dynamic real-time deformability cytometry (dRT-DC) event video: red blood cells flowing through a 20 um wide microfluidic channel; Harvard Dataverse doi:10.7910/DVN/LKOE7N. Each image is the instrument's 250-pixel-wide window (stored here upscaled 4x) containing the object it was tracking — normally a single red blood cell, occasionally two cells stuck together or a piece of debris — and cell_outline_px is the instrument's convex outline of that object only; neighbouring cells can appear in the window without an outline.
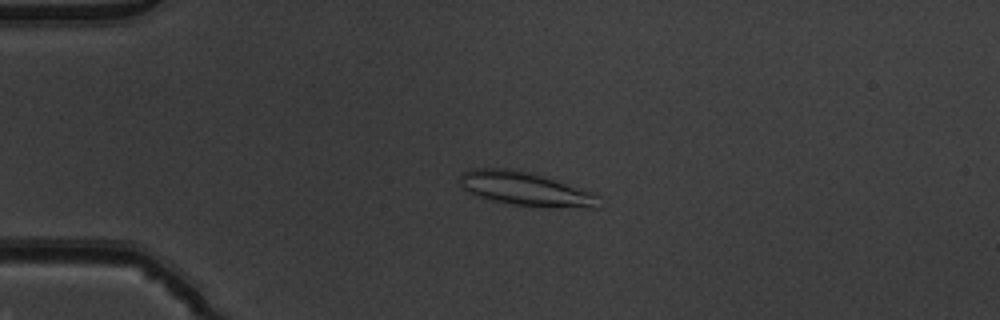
{"species": "common noctule bat (a hibernating species)", "species_latin": "Nyctalus noctula", "temperature_condition": "warm", "stored_images_in_passage": 53, "camera_frame_rate_fps": 3000, "um_per_image_px": 0.085, "animal": {"sex": "male", "body_mass_g": 19.5, "forearm_length_mm": 54.6}, "frame": {"image": 1, "passage_image": 13, "time_ms": 4.0, "image_size_px": [1000, 320], "cell_outline_px": [[600, 208], [544, 208], [512, 204], [492, 200], [468, 192], [460, 184], [460, 176], [464, 172], [472, 168], [504, 168], [532, 172], [596, 192], [600, 196]], "centroid_in_image_um": [44.79, 16.07], "position_along_channel_um": 40.2, "area_um2": 27.98}}
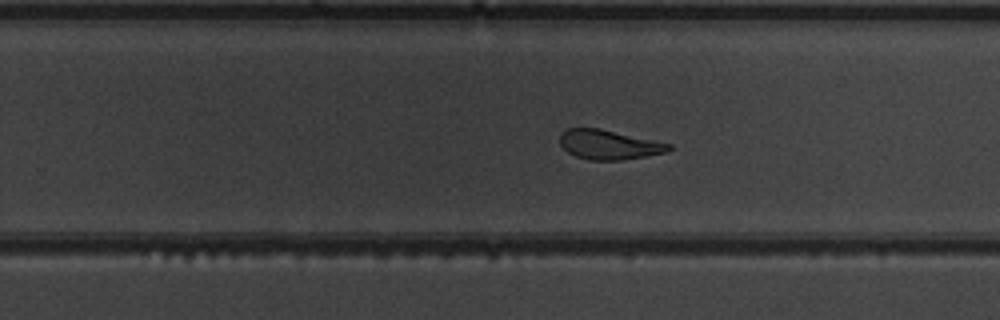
{"frame": {"image": 2, "passage_image": 34, "time_ms": 11.0, "image_size_px": [1000, 320], "cell_outline_px": [[672, 148], [664, 152], [644, 156], [620, 160], [592, 160], [576, 156], [568, 152], [560, 144], [560, 136], [568, 128], [600, 128], [672, 144]], "centroid_in_image_um": [51.75, 12.29], "position_along_channel_um": 278.0, "area_um2": 18.44}}
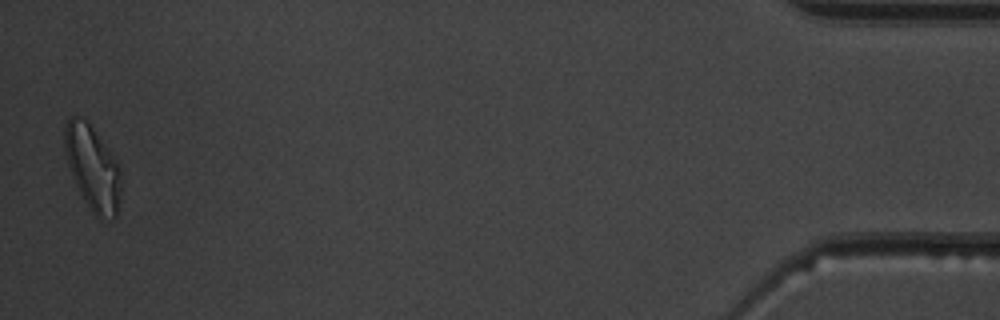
{"frame": {"image": 3, "passage_image": 52, "time_ms": 17.0, "image_size_px": [1000, 320], "cell_outline_px": [[120, 200], [116, 216], [112, 220], [100, 220], [92, 212], [84, 200], [72, 176], [64, 152], [64, 124], [72, 116], [84, 116], [108, 148], [116, 160], [120, 168]], "centroid_in_image_um": [7.87, 14.27], "position_along_channel_um": 427.3, "area_um2": 28.03}, "authors_computed_cell_mechanics": {"area_um2": 22.0796, "velocity_mm_per_s": 3.8875, "shape_relaxation_time_tau1_ms": 7.1238, "shape_relaxation_time_tau2_ms": 1.1134, "deformation_change_tau1": 0.2179, "deformation_change_tau2": 0.0837}}